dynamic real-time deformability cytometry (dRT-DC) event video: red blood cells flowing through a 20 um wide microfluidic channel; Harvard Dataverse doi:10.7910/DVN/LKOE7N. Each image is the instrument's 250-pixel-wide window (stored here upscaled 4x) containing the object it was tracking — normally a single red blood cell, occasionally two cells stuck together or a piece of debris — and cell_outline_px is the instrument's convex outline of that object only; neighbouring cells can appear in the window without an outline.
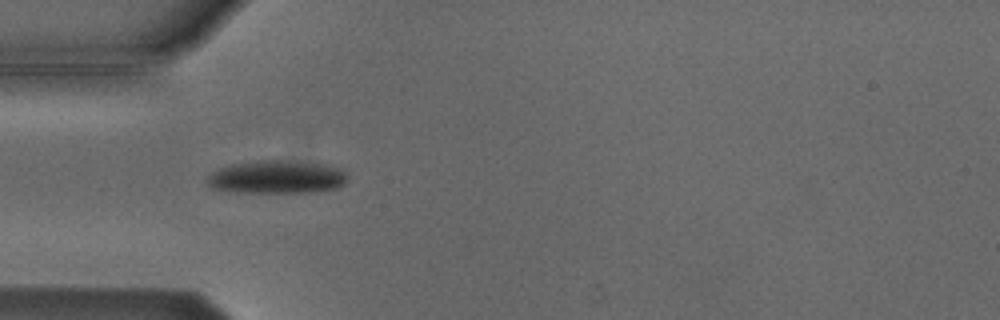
{"species": "Egyptian fruit bat (a non-hibernating species)", "species_latin": "Rousettus aegyptiacus", "temperature_condition": "cold", "stored_images_in_passage": 6, "camera_frame_rate_fps": 3000, "um_per_image_px": 0.085, "animal": {"sex": "male"}, "frame": {"image": 1, "passage_image": 4, "time_ms": 3.667, "image_size_px": [1000, 320], "cell_outline_px": [[348, 180], [340, 188], [316, 192], [236, 192], [212, 188], [204, 180], [212, 172], [220, 168], [232, 164], [260, 160], [280, 160], [328, 164], [340, 168], [348, 176]], "centroid_in_image_um": [23.57, 15.05], "position_along_channel_um": 61.4, "area_um2": 27.34}}
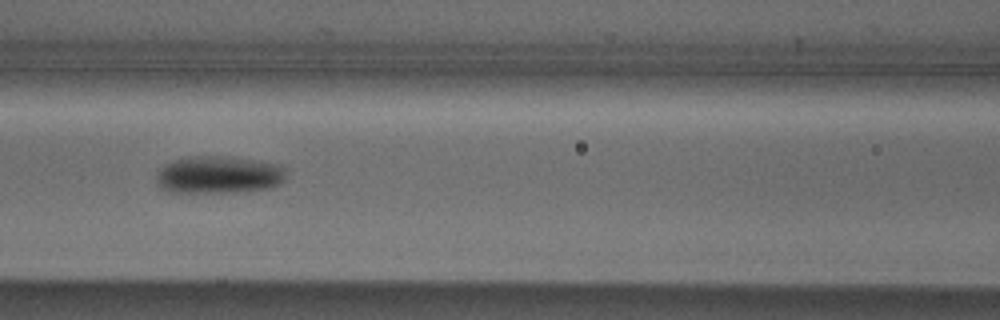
{"frame": {"image": 2, "passage_image": 6, "time_ms": 6.0, "image_size_px": [1000, 320], "cell_outline_px": [[284, 180], [280, 184], [272, 188], [236, 192], [168, 192], [160, 188], [156, 180], [156, 176], [160, 168], [164, 164], [176, 160], [192, 156], [224, 156], [280, 164], [284, 168]], "centroid_in_image_um": [18.58, 14.87], "position_along_channel_um": 148.0, "area_um2": 28.38}}